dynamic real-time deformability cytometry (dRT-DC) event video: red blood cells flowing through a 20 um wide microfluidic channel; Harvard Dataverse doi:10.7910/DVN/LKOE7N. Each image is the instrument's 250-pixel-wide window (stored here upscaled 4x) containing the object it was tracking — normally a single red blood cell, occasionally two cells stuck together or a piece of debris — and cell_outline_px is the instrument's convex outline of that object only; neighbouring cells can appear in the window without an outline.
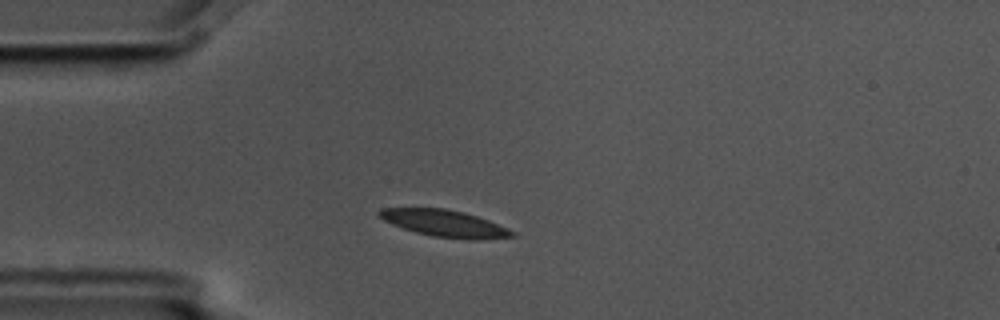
{"species": "common noctule bat (a hibernating species)", "species_latin": "Nyctalus noctula", "temperature_condition": "cold", "stored_images_in_passage": 10, "camera_frame_rate_fps": 3000, "um_per_image_px": 0.085, "animal": {"sex": "male", "body_mass_g": 17.5, "forearm_length_mm": 52.3}, "frame": {"image": 1, "passage_image": 1, "time_ms": 0.0, "image_size_px": [1000, 320], "cell_outline_px": [[516, 236], [480, 240], [468, 240], [432, 236], [416, 232], [392, 224], [384, 220], [376, 212], [380, 208], [444, 208], [464, 212], [488, 220], [508, 228], [516, 232]], "centroid_in_image_um": [37.83, 18.99], "position_along_channel_um": 47.2, "area_um2": 20.81}}
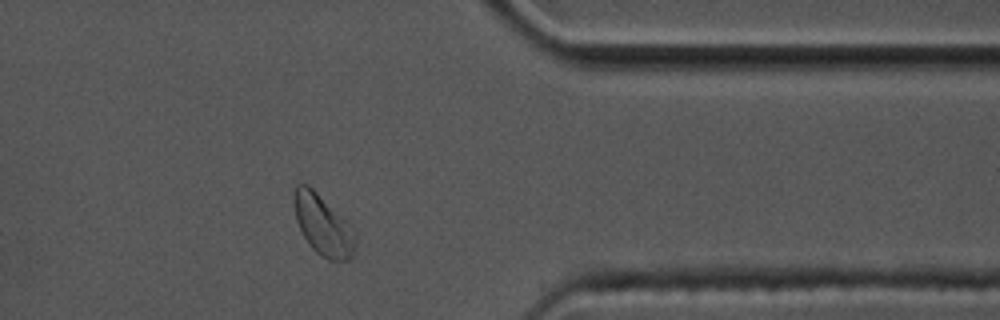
{"frame": {"image": 2, "passage_image": 10, "time_ms": 3.0, "image_size_px": [1000, 320], "cell_outline_px": [[356, 248], [352, 256], [348, 260], [328, 260], [320, 256], [308, 244], [296, 220], [292, 200], [292, 196], [296, 184], [300, 180], [308, 184], [344, 216], [356, 228]], "centroid_in_image_um": [27.47, 19.09], "position_along_channel_um": 383.9, "area_um2": 22.54}}